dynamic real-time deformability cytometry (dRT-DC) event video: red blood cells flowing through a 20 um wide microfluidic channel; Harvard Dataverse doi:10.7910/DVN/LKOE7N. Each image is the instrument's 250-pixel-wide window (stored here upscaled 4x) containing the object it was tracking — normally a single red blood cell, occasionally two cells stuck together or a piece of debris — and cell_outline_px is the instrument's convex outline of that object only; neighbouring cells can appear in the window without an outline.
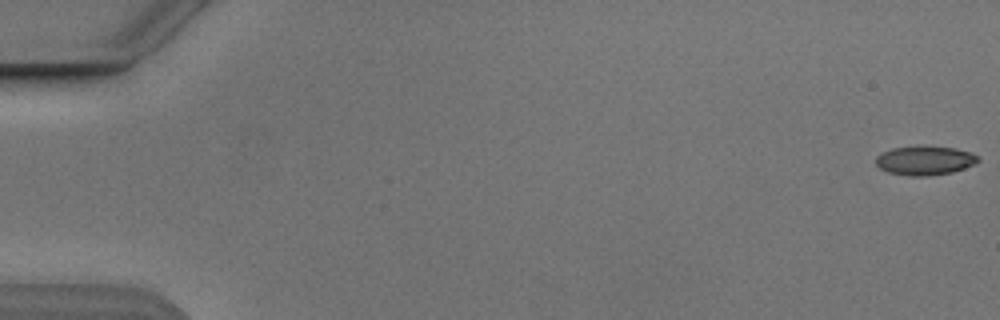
{"species": "Egyptian fruit bat (a non-hibernating species)", "species_latin": "Rousettus aegyptiacus", "temperature_condition": "cold", "stored_images_in_passage": 6, "camera_frame_rate_fps": 3000, "um_per_image_px": 0.085, "animal": {"sex": "male"}, "frame": {"image": 1, "passage_image": 1, "time_ms": 0.0, "image_size_px": [1000, 320], "cell_outline_px": [[980, 160], [976, 164], [952, 172], [928, 176], [908, 176], [888, 172], [880, 168], [876, 164], [876, 156], [880, 152], [892, 148], [956, 148], [972, 152]], "centroid_in_image_um": [78.61, 13.67], "position_along_channel_um": 6.4, "area_um2": 16.94}}
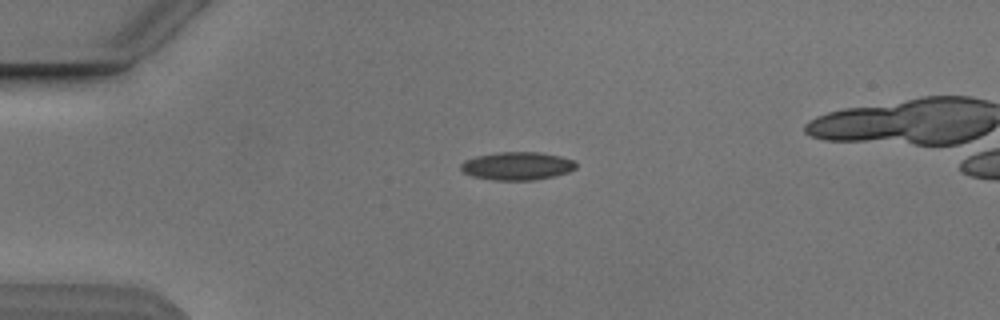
{"frame": {"image": 2, "passage_image": 4, "time_ms": 4.333, "image_size_px": [1000, 320], "cell_outline_px": [[576, 168], [568, 172], [556, 176], [532, 180], [492, 180], [472, 176], [464, 172], [460, 168], [460, 164], [464, 160], [476, 156], [500, 152], [540, 152], [560, 156], [576, 160]], "centroid_in_image_um": [43.98, 14.1], "position_along_channel_um": 41.0, "area_um2": 18.96}}
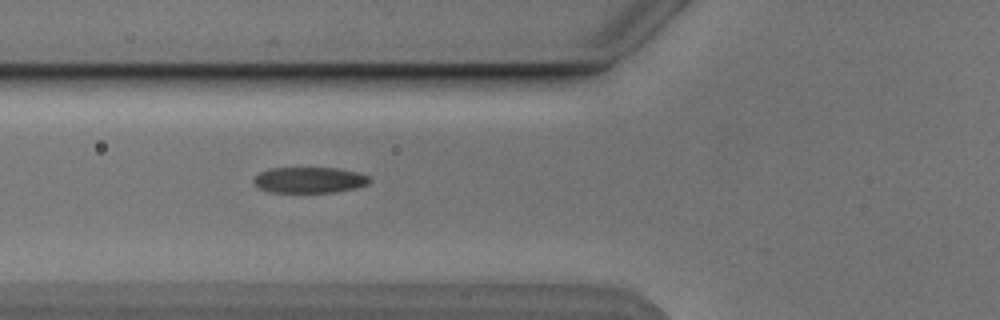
{"frame": {"image": 3, "passage_image": 6, "time_ms": 6.667, "image_size_px": [1000, 320], "cell_outline_px": [[372, 180], [368, 184], [356, 188], [336, 192], [268, 192], [260, 188], [252, 180], [260, 172], [272, 168], [336, 168], [360, 172], [368, 176]], "centroid_in_image_um": [26.34, 15.3], "position_along_channel_um": 99.5, "area_um2": 17.51}}